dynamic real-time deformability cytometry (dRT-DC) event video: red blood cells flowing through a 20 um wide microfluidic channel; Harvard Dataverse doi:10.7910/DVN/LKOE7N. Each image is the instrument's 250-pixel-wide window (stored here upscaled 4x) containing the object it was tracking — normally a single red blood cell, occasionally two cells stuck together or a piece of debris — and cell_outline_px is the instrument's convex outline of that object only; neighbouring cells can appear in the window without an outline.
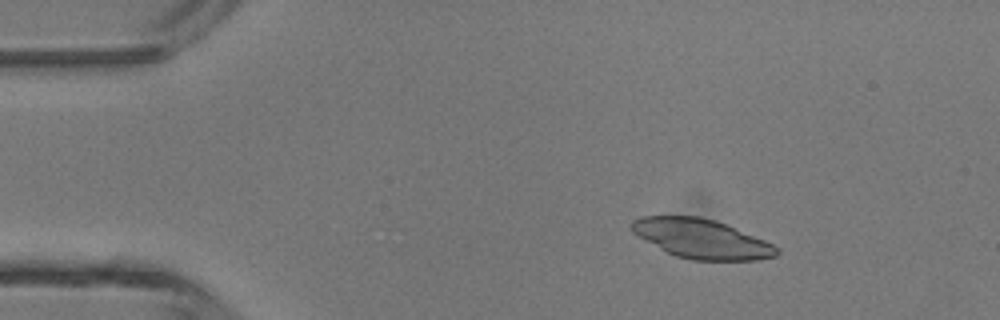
{"species": "common noctule bat (a hibernating species)", "species_latin": "Nyctalus noctula", "temperature_condition": "room temperature", "stored_images_in_passage": 5, "camera_frame_rate_fps": 3000, "um_per_image_px": 0.085, "animal": {"sex": "male", "body_mass_g": 13.3}, "frame": {"image": 1, "passage_image": 2, "time_ms": 0.333, "image_size_px": [1000, 320], "cell_outline_px": [[780, 252], [776, 256], [756, 260], [692, 260], [676, 256], [660, 248], [632, 232], [632, 220], [640, 216], [700, 216], [716, 220], [764, 240], [780, 248]], "centroid_in_image_um": [59.65, 20.29], "position_along_channel_um": 25.3, "area_um2": 32.95}}